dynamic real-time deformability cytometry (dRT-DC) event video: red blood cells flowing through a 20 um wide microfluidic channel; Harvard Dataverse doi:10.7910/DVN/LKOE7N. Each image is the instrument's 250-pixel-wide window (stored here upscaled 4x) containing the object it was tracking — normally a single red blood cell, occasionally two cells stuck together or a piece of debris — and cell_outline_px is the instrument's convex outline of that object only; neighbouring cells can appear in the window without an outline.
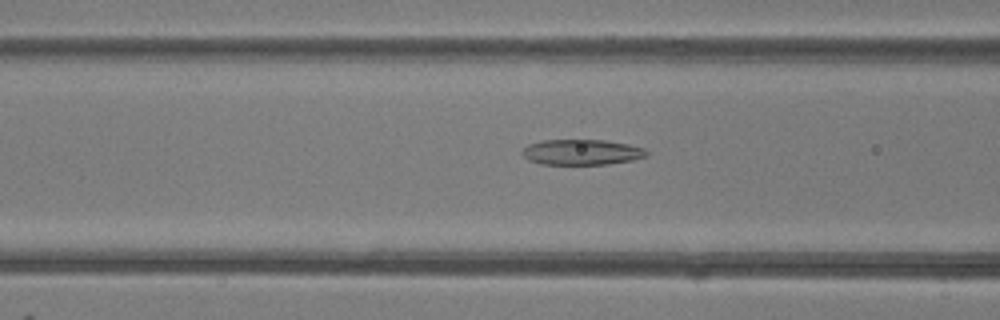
{"species": "common noctule bat (a hibernating species)", "species_latin": "Nyctalus noctula", "temperature_condition": "room temperature", "stored_images_in_passage": 38, "camera_frame_rate_fps": 3000, "um_per_image_px": 0.085, "animal": {"sex": "female"}, "frame": {"image": 1, "passage_image": 9, "time_ms": 2.667, "image_size_px": [1000, 320], "cell_outline_px": [[648, 156], [632, 160], [608, 164], [540, 164], [528, 160], [520, 152], [528, 144], [540, 140], [604, 140], [628, 144], [644, 148], [648, 152]], "centroid_in_image_um": [49.43, 12.93], "position_along_channel_um": 117.2, "area_um2": 18.55}}
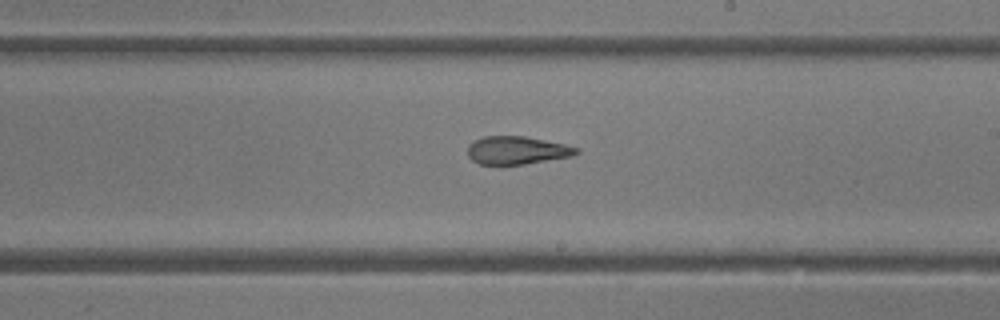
{"frame": {"image": 2, "passage_image": 18, "time_ms": 5.667, "image_size_px": [1000, 320], "cell_outline_px": [[580, 152], [572, 156], [524, 164], [480, 164], [472, 160], [468, 156], [468, 144], [484, 136], [524, 136], [564, 144], [580, 148]], "centroid_in_image_um": [43.95, 12.77], "position_along_channel_um": 245.1, "area_um2": 17.63}}
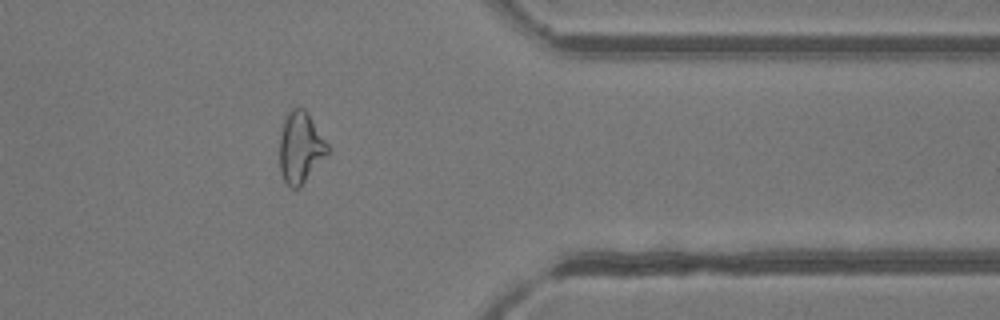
{"frame": {"image": 3, "passage_image": 29, "time_ms": 9.333, "image_size_px": [1000, 320], "cell_outline_px": [[332, 152], [300, 188], [292, 188], [284, 180], [280, 172], [280, 136], [284, 120], [288, 112], [292, 108], [304, 108], [308, 112], [332, 148]], "centroid_in_image_um": [25.61, 12.56], "position_along_channel_um": 385.8, "area_um2": 20.58}, "authors_computed_cell_mechanics": {"area_um2": 19.7387, "velocity_mm_per_s": 4.2654, "shape_relaxation_time_tau1_ms": null, "shape_relaxation_time_tau2_ms": 2.1565, "deformation_change_tau1": null, "deformation_change_tau2": 0.1052}}